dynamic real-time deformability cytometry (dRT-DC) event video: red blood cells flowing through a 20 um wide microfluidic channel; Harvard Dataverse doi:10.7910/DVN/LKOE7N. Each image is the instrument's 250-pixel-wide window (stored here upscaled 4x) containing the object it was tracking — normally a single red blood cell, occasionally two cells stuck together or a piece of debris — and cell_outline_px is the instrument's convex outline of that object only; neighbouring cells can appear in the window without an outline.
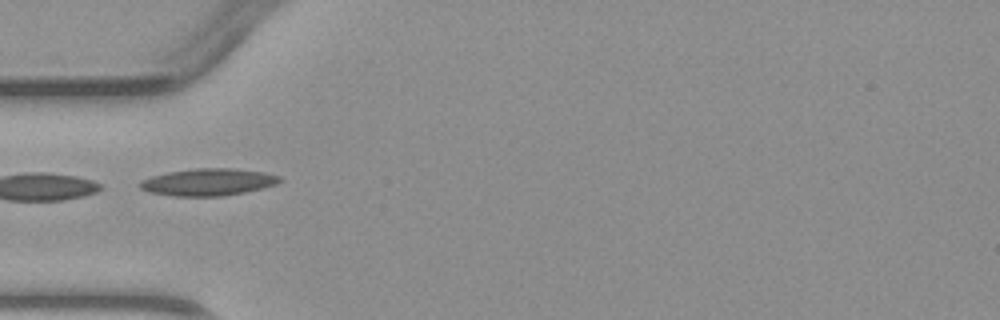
{"species": "common noctule bat (a hibernating species)", "species_latin": "Nyctalus noctula", "temperature_condition": "warm", "stored_images_in_passage": 6, "camera_frame_rate_fps": 3000, "um_per_image_px": 0.085, "animal": {"sex": "male", "body_mass_g": 23.1, "forearm_length_mm": 52.7}, "frame": {"image": 1, "passage_image": 5, "time_ms": 4.667, "image_size_px": [1000, 320], "cell_outline_px": [[284, 180], [276, 184], [264, 188], [224, 196], [176, 196], [148, 192], [140, 188], [136, 184], [140, 180], [152, 176], [168, 172], [196, 168], [232, 168], [264, 172], [280, 176]], "centroid_in_image_um": [17.69, 15.47], "position_along_channel_um": 67.3, "area_um2": 22.25}}
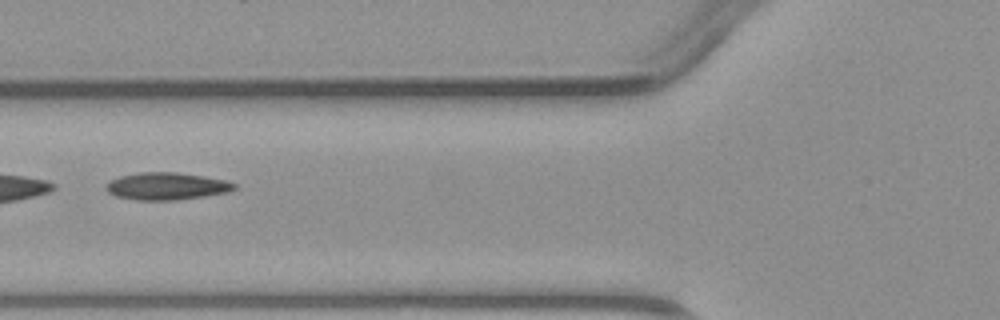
{"frame": {"image": 2, "passage_image": 6, "time_ms": 5.667, "image_size_px": [1000, 320], "cell_outline_px": [[236, 188], [228, 192], [204, 196], [176, 200], [136, 200], [116, 196], [108, 192], [104, 188], [112, 180], [120, 176], [140, 172], [176, 172], [204, 176], [224, 180], [236, 184]], "centroid_in_image_um": [14.16, 15.82], "position_along_channel_um": 111.6, "area_um2": 20.29}}